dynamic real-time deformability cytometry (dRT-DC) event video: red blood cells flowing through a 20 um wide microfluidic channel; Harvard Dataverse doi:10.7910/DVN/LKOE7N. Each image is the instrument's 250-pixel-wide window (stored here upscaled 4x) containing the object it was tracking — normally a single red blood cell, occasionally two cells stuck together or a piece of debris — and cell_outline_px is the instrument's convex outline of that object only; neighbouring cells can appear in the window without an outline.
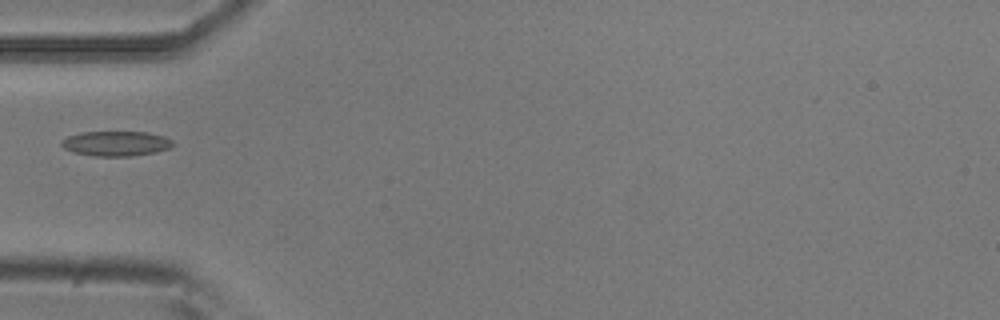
{"species": "common noctule bat (a hibernating species)", "species_latin": "Nyctalus noctula", "temperature_condition": "room temperature", "stored_images_in_passage": 4, "camera_frame_rate_fps": 3000, "um_per_image_px": 0.085, "animal": {"sex": "male", "body_mass_g": 20.5, "forearm_length_mm": 52.5}, "frame": {"image": 1, "passage_image": 4, "time_ms": 3.333, "image_size_px": [1000, 320], "cell_outline_px": [[176, 144], [168, 148], [156, 152], [132, 156], [96, 156], [76, 152], [64, 148], [60, 144], [60, 140], [68, 136], [84, 132], [148, 132], [164, 136], [172, 140]], "centroid_in_image_um": [9.89, 12.19], "position_along_channel_um": 75.1, "area_um2": 16.13}}